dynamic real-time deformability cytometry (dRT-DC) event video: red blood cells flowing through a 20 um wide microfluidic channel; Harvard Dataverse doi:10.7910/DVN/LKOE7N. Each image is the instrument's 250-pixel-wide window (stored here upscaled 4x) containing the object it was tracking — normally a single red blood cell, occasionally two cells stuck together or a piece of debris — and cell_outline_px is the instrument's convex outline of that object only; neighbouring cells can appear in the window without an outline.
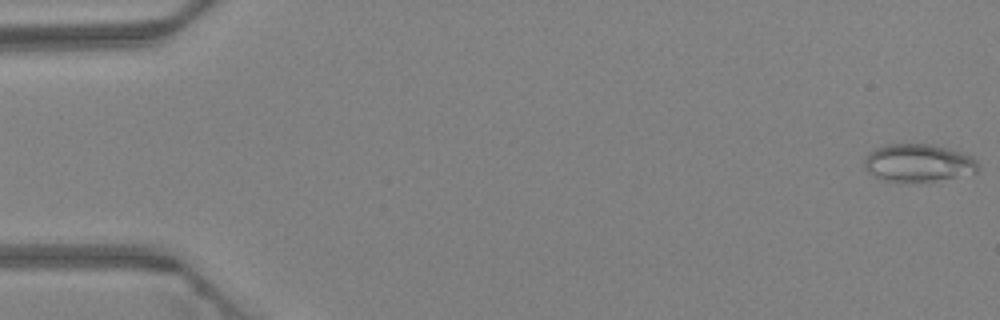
{"species": "Egyptian fruit bat (a non-hibernating species)", "species_latin": "Rousettus aegyptiacus", "temperature_condition": "warm", "stored_images_in_passage": 47, "camera_frame_rate_fps": 3000, "um_per_image_px": 0.085, "animal": {"sex": "female"}, "frame": {"image": 1, "passage_image": 1, "time_ms": 0.0, "image_size_px": [1000, 320], "cell_outline_px": [[980, 168], [976, 172], [956, 176], [932, 180], [880, 180], [872, 176], [864, 168], [864, 160], [868, 152], [884, 144], [928, 144], [948, 148], [976, 156]], "centroid_in_image_um": [78.05, 13.81], "position_along_channel_um": 7.0, "area_um2": 24.85}}
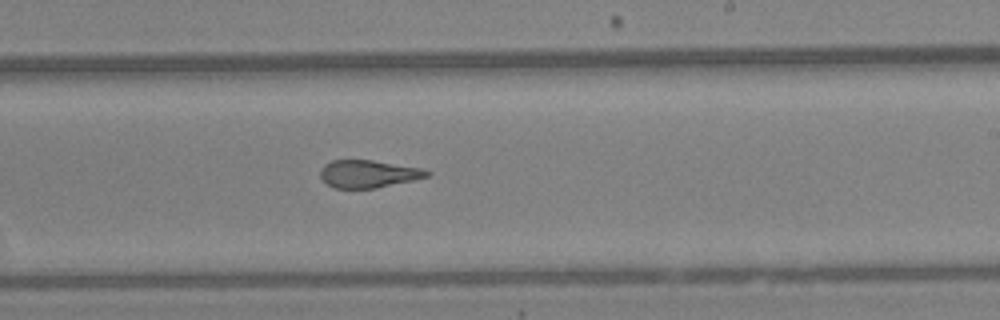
{"frame": {"image": 2, "passage_image": 29, "time_ms": 9.333, "image_size_px": [1000, 320], "cell_outline_px": [[432, 172], [428, 176], [412, 180], [376, 188], [332, 188], [320, 176], [320, 168], [324, 164], [332, 160], [372, 160], [420, 168]], "centroid_in_image_um": [31.27, 14.77], "position_along_channel_um": 257.7, "area_um2": 16.99}}
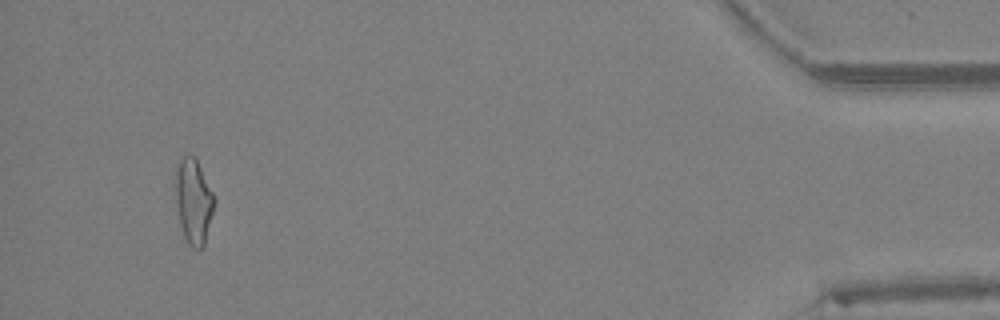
{"frame": {"image": 3, "passage_image": 45, "time_ms": 14.667, "image_size_px": [1000, 320], "cell_outline_px": [[216, 200], [204, 244], [200, 248], [192, 248], [188, 244], [184, 236], [180, 224], [176, 208], [176, 168], [180, 156], [188, 152], [196, 160], [216, 196]], "centroid_in_image_um": [16.45, 17.07], "position_along_channel_um": 418.7, "area_um2": 19.31}, "authors_computed_cell_mechanics": {"area_um2": 19.074, "velocity_mm_per_s": 4.3721, "shape_relaxation_time_tau1_ms": null, "shape_relaxation_time_tau2_ms": 1.4458, "deformation_change_tau1": null, "deformation_change_tau2": 0.1024}}